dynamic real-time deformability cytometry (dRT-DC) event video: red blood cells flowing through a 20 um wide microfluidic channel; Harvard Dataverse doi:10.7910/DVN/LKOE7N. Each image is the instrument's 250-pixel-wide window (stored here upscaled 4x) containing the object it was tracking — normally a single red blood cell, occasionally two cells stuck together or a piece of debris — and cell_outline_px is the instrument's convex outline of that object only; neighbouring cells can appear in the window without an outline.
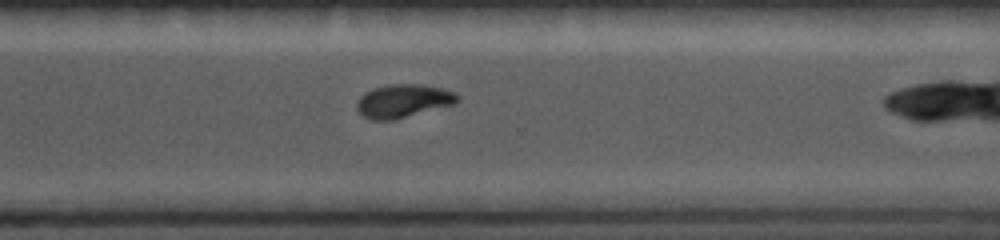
{"species": "common noctule bat (a hibernating species)", "species_latin": "Nyctalus noctula", "temperature_condition": "cold", "stored_images_in_passage": 16, "camera_frame_rate_fps": 5000, "um_per_image_px": 0.085, "animal": {"sex": "female", "body_mass_g": 19.0, "forearm_length_mm": 56.7}, "frame": {"image": 1, "passage_image": 12, "time_ms": 6.8, "image_size_px": [1000, 240], "cell_outline_px": [[460, 100], [456, 104], [396, 120], [372, 120], [364, 116], [356, 108], [356, 104], [360, 96], [364, 92], [372, 88], [392, 84], [420, 84], [440, 88], [456, 92], [460, 96]], "centroid_in_image_um": [34.31, 8.59], "position_along_channel_um": 336.3, "area_um2": 19.83}}